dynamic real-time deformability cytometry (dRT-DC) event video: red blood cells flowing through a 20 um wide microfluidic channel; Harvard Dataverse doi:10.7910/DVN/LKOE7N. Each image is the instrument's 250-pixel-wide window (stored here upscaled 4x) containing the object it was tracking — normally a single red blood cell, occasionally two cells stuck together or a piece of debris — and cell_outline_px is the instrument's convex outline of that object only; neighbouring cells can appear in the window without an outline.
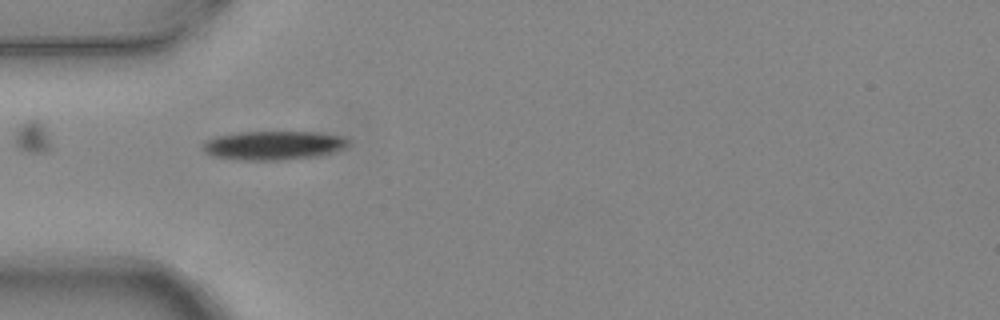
{"species": "common noctule bat (a hibernating species)", "species_latin": "Nyctalus noctula", "temperature_condition": "warm", "stored_images_in_passage": 2, "camera_frame_rate_fps": 3000, "um_per_image_px": 0.085, "animal": {"sex": "female", "body_mass_g": 24.6, "forearm_length_mm": 56.2}, "frame": {"image": 1, "passage_image": 1, "time_ms": 0.0, "image_size_px": [1000, 320], "cell_outline_px": [[352, 140], [344, 148], [332, 152], [316, 156], [276, 160], [240, 160], [212, 156], [204, 152], [204, 144], [208, 140], [216, 136], [240, 132], [316, 132], [344, 136]], "centroid_in_image_um": [23.28, 12.35], "position_along_channel_um": 61.7, "area_um2": 24.39}}
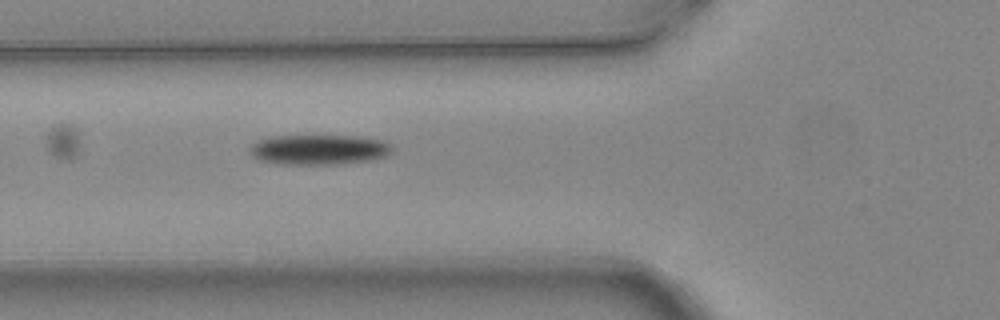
{"frame": {"image": 2, "passage_image": 2, "time_ms": 0.333, "image_size_px": [1000, 320], "cell_outline_px": [[392, 152], [388, 156], [368, 160], [336, 164], [276, 164], [260, 160], [252, 156], [248, 152], [248, 148], [252, 144], [268, 136], [360, 136], [384, 140], [392, 144]], "centroid_in_image_um": [27.11, 12.71], "position_along_channel_um": 98.7, "area_um2": 25.2}}